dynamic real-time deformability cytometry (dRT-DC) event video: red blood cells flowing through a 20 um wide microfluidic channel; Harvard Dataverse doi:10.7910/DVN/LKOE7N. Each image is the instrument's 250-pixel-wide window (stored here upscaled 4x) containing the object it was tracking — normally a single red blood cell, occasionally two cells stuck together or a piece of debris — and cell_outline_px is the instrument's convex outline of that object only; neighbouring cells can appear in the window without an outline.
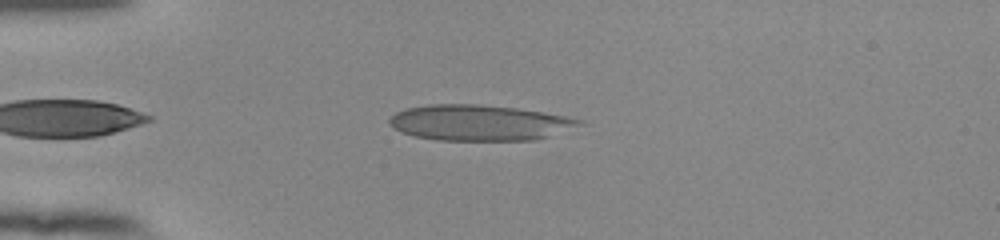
{"species": "human", "species_latin": "Homo sapiens", "temperature_condition": "room temperature", "stored_images_in_passage": 45, "camera_frame_rate_fps": 3000, "um_per_image_px": 0.085, "donor": {"sex": "female"}, "frame": {"image": 1, "passage_image": 6, "time_ms": 1.667, "image_size_px": [1000, 240], "cell_outline_px": [[584, 124], [536, 140], [436, 140], [416, 136], [404, 132], [388, 124], [388, 120], [396, 112], [404, 108], [428, 104], [476, 104], [516, 108], [564, 116], [584, 120]], "centroid_in_image_um": [40.72, 10.42], "position_along_channel_um": 44.3, "area_um2": 39.25}}
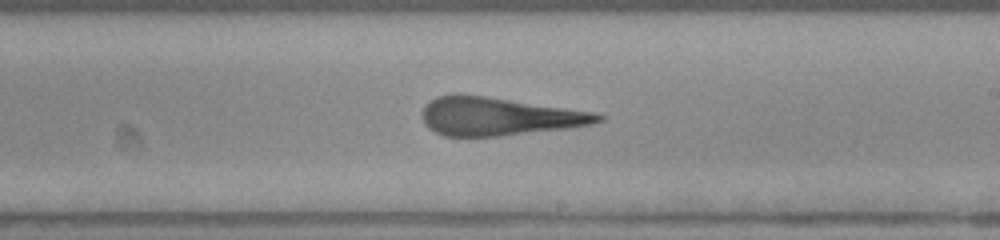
{"frame": {"image": 2, "passage_image": 24, "time_ms": 7.667, "image_size_px": [1000, 240], "cell_outline_px": [[604, 120], [592, 124], [568, 128], [500, 136], [444, 136], [428, 128], [424, 124], [424, 108], [436, 96], [460, 92], [596, 112], [604, 116]], "centroid_in_image_um": [42.42, 9.88], "position_along_channel_um": 246.6, "area_um2": 39.25}}
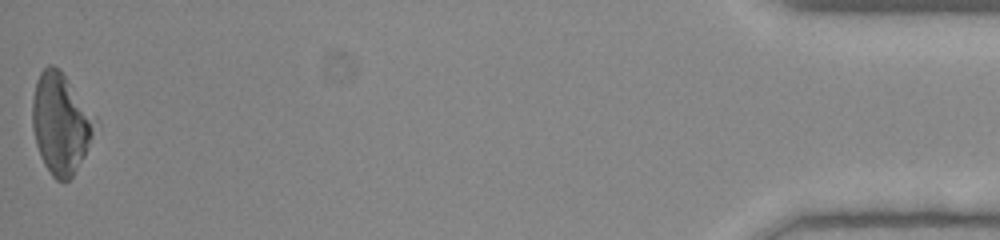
{"frame": {"image": 3, "passage_image": 45, "time_ms": 14.667, "image_size_px": [1000, 240], "cell_outline_px": [[100, 128], [84, 156], [72, 176], [68, 180], [56, 180], [52, 176], [44, 164], [40, 156], [36, 144], [32, 128], [32, 100], [36, 80], [40, 72], [48, 64], [52, 64], [60, 68], [100, 120]], "centroid_in_image_um": [5.22, 10.45], "position_along_channel_um": 430.0, "area_um2": 37.86}, "authors_computed_cell_mechanics": {"area_um2": 39.304, "velocity_mm_per_s": 3.8778, "shape_relaxation_time_tau1_ms": 8.4859, "shape_relaxation_time_tau2_ms": 1.5832, "deformation_change_tau1": 0.2885, "deformation_change_tau2": 0.1486}}